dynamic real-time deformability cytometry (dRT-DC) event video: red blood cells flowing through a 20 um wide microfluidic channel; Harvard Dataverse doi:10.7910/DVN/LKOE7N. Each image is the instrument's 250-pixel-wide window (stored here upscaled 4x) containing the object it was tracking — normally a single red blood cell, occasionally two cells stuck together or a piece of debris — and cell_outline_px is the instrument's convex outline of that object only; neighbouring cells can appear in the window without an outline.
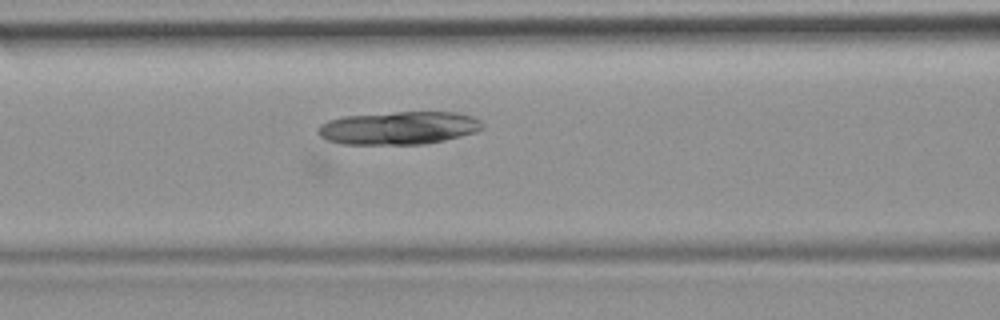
{"species": "common noctule bat (a hibernating species)", "species_latin": "Nyctalus noctula", "temperature_condition": "room temperature", "stored_images_in_passage": 52, "camera_frame_rate_fps": 3000, "um_per_image_px": 0.085, "animal": {"sex": "female", "body_mass_g": 19.9}, "frame": {"image": 1, "passage_image": 52, "time_ms": 17.0, "image_size_px": [1000, 320], "cell_outline_px": [[484, 128], [476, 132], [444, 140], [424, 144], [340, 144], [328, 140], [320, 136], [316, 132], [320, 124], [328, 120], [344, 116], [396, 112], [456, 112], [472, 116], [480, 120], [484, 124]], "centroid_in_image_um": [33.9, 10.87], "position_along_channel_um": 132.7, "area_um2": 31.73}}